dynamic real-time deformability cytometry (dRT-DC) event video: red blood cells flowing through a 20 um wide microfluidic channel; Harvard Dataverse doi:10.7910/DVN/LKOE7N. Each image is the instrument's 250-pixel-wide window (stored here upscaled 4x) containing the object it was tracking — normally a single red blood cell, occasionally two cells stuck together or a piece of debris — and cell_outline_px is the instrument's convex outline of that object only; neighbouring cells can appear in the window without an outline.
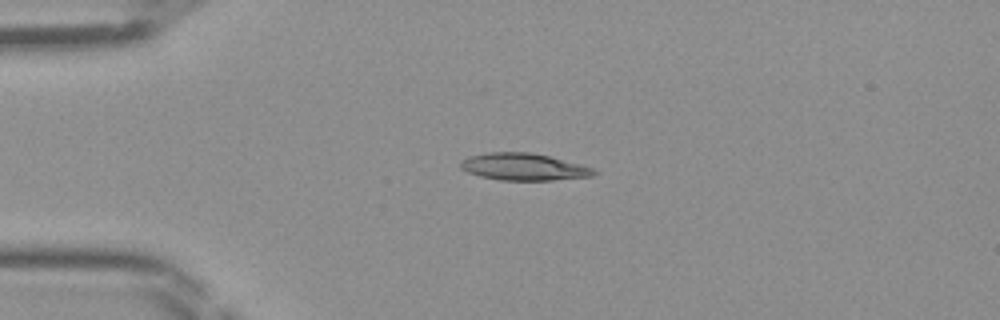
{"species": "Egyptian fruit bat (a non-hibernating species)", "species_latin": "Rousettus aegyptiacus", "temperature_condition": "room temperature", "stored_images_in_passage": 33, "camera_frame_rate_fps": 3000, "um_per_image_px": 0.085, "frame": {"image": 1, "passage_image": 3, "time_ms": 0.667, "image_size_px": [1000, 320], "cell_outline_px": [[600, 172], [592, 176], [552, 180], [500, 180], [480, 176], [468, 172], [460, 168], [460, 160], [468, 156], [488, 152], [528, 152], [548, 156], [580, 164], [592, 168]], "centroid_in_image_um": [44.48, 14.18], "position_along_channel_um": 40.5, "area_um2": 20.98}}
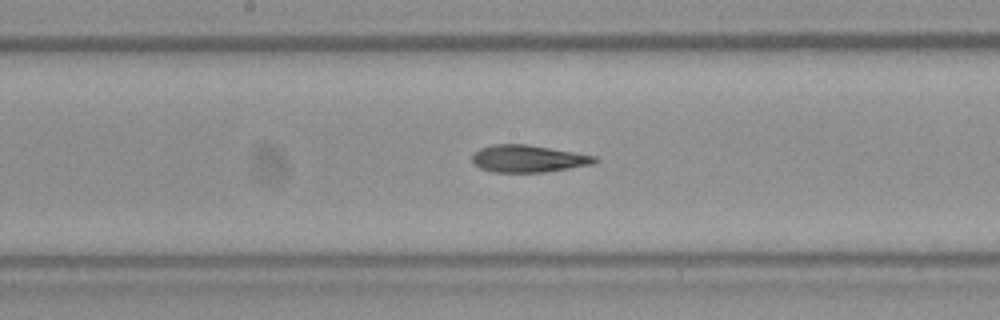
{"frame": {"image": 2, "passage_image": 16, "time_ms": 5.0, "image_size_px": [1000, 320], "cell_outline_px": [[600, 160], [596, 164], [544, 172], [492, 172], [480, 168], [472, 160], [472, 152], [480, 148], [492, 144], [528, 144], [596, 156]], "centroid_in_image_um": [44.91, 13.48], "position_along_channel_um": 203.3, "area_um2": 19.59}}
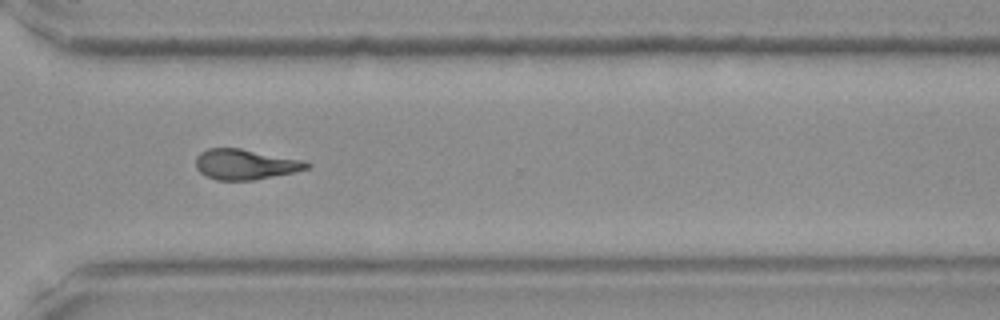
{"frame": {"image": 3, "passage_image": 26, "time_ms": 8.333, "image_size_px": [1000, 320], "cell_outline_px": [[312, 164], [308, 168], [292, 172], [252, 180], [216, 180], [200, 172], [196, 168], [196, 156], [200, 152], [208, 148], [240, 148], [304, 160]], "centroid_in_image_um": [20.83, 13.96], "position_along_channel_um": 349.8, "area_um2": 19.48}}